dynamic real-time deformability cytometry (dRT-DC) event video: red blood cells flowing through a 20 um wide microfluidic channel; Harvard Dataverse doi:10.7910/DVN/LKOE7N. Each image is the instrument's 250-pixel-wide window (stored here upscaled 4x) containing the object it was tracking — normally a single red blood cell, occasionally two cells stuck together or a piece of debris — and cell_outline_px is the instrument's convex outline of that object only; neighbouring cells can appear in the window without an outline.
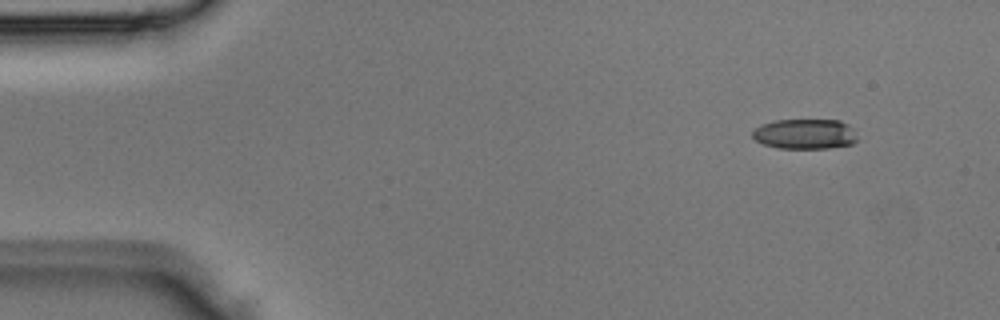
{"species": "Egyptian fruit bat (a non-hibernating species)", "species_latin": "Rousettus aegyptiacus", "temperature_condition": "room temperature", "stored_images_in_passage": 4, "camera_frame_rate_fps": 3000, "um_per_image_px": 0.085, "animal": {"sex": "male"}, "frame": {"image": 1, "passage_image": 2, "time_ms": 0.333, "image_size_px": [1000, 320], "cell_outline_px": [[856, 140], [852, 144], [828, 148], [780, 148], [764, 144], [756, 140], [752, 136], [752, 132], [760, 124], [776, 120], [840, 120], [848, 124], [856, 136]], "centroid_in_image_um": [68.4, 11.38], "position_along_channel_um": 16.6, "area_um2": 18.26}}
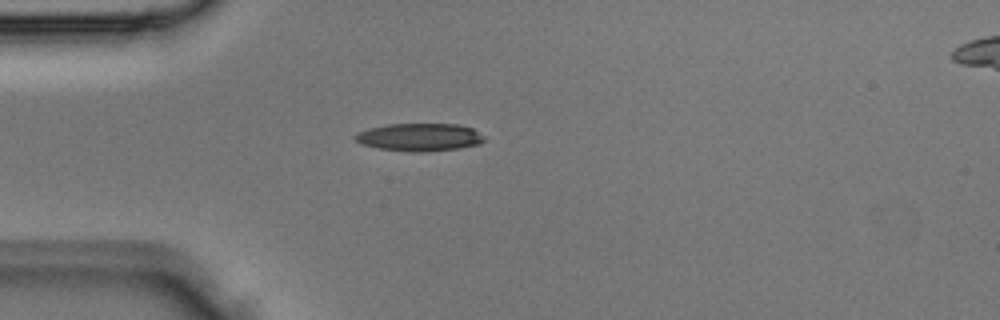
{"frame": {"image": 2, "passage_image": 4, "time_ms": 1.0, "image_size_px": [1000, 320], "cell_outline_px": [[484, 140], [480, 144], [460, 148], [428, 152], [412, 152], [380, 148], [360, 144], [352, 136], [356, 132], [368, 128], [388, 124], [456, 124], [472, 128], [484, 136]], "centroid_in_image_um": [35.64, 11.66], "position_along_channel_um": 49.4, "area_um2": 21.04}}